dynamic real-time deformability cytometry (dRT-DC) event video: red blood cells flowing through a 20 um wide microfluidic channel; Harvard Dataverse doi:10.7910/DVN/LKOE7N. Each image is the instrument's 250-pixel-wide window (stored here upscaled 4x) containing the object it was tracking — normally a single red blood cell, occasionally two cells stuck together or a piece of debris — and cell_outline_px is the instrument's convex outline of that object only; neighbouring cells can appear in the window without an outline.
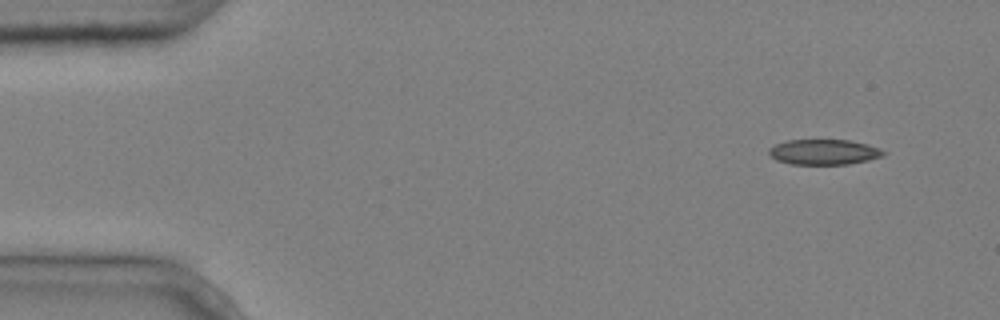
{"species": "common noctule bat (a hibernating species)", "species_latin": "Nyctalus noctula", "temperature_condition": "cold", "stored_images_in_passage": 4, "camera_frame_rate_fps": 3000, "um_per_image_px": 0.085, "animal": {"sex": "male", "body_mass_g": 20.4}, "frame": {"image": 1, "passage_image": 1, "time_ms": 0.0, "image_size_px": [1000, 320], "cell_outline_px": [[888, 152], [884, 156], [868, 160], [848, 164], [792, 164], [776, 160], [768, 152], [768, 148], [776, 144], [788, 140], [848, 140], [868, 144]], "centroid_in_image_um": [70.05, 12.92], "position_along_channel_um": 14.9, "area_um2": 16.88}}
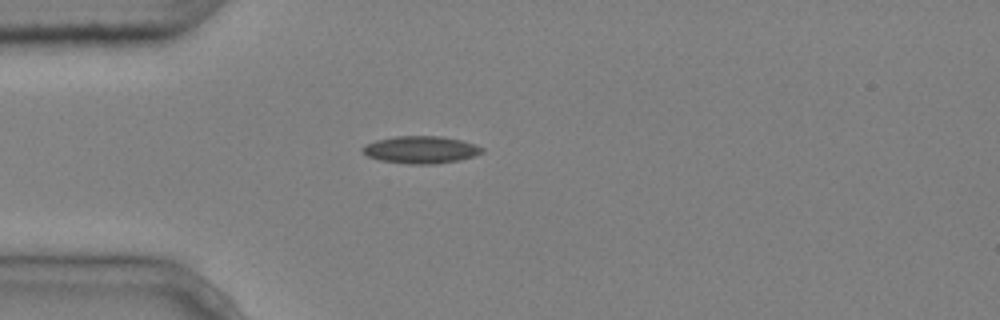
{"frame": {"image": 2, "passage_image": 4, "time_ms": 1.0, "image_size_px": [1000, 320], "cell_outline_px": [[484, 152], [472, 156], [456, 160], [432, 164], [408, 164], [380, 160], [368, 156], [360, 148], [364, 144], [376, 140], [396, 136], [440, 136], [460, 140], [476, 144], [484, 148]], "centroid_in_image_um": [35.75, 12.72], "position_along_channel_um": 49.3, "area_um2": 18.9}}